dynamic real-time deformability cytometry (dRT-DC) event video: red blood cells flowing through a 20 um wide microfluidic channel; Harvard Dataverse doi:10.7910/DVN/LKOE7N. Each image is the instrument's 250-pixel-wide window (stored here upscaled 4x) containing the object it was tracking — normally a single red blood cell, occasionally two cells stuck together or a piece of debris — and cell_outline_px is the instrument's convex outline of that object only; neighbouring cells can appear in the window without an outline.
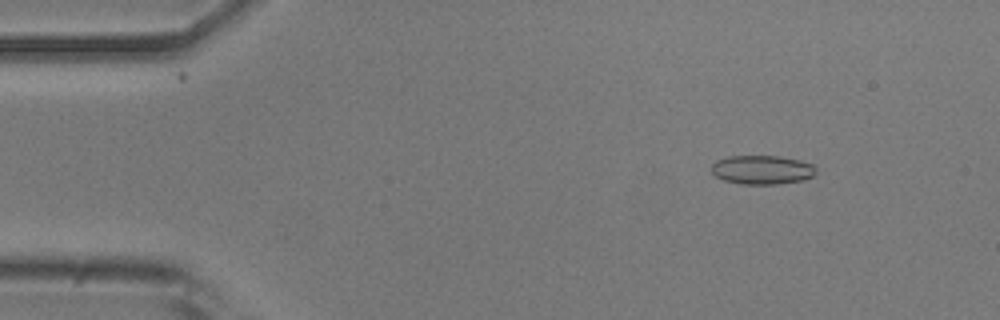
{"species": "common noctule bat (a hibernating species)", "species_latin": "Nyctalus noctula", "temperature_condition": "room temperature", "stored_images_in_passage": 53, "camera_frame_rate_fps": 3000, "um_per_image_px": 0.085, "animal": {"sex": "male", "body_mass_g": 20.5, "forearm_length_mm": 52.5}, "frame": {"image": 1, "passage_image": 7, "time_ms": 2.0, "image_size_px": [1000, 320], "cell_outline_px": [[816, 172], [812, 176], [804, 180], [776, 184], [740, 184], [724, 180], [716, 176], [712, 172], [712, 164], [716, 160], [728, 156], [780, 156], [800, 160], [812, 164], [816, 168]], "centroid_in_image_um": [64.78, 14.43], "position_along_channel_um": 20.2, "area_um2": 17.69}}
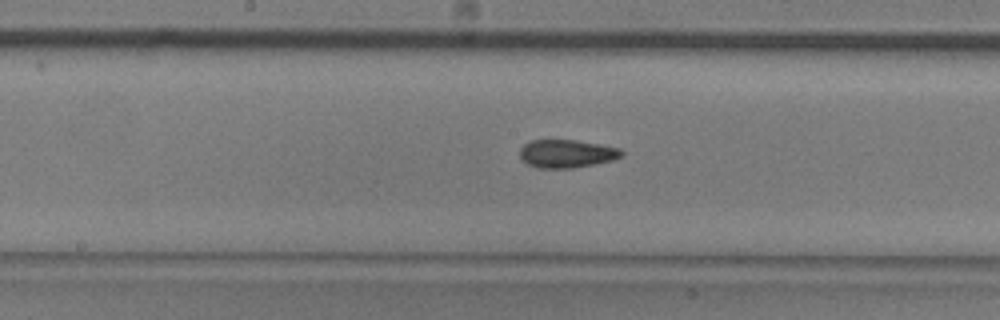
{"frame": {"image": 2, "passage_image": 27, "time_ms": 8.667, "image_size_px": [1000, 320], "cell_outline_px": [[624, 156], [612, 160], [596, 164], [572, 168], [536, 168], [528, 164], [520, 156], [520, 148], [528, 140], [576, 140], [600, 144], [620, 148], [624, 152]], "centroid_in_image_um": [48.19, 13.06], "position_along_channel_um": 200.0, "area_um2": 16.82}}
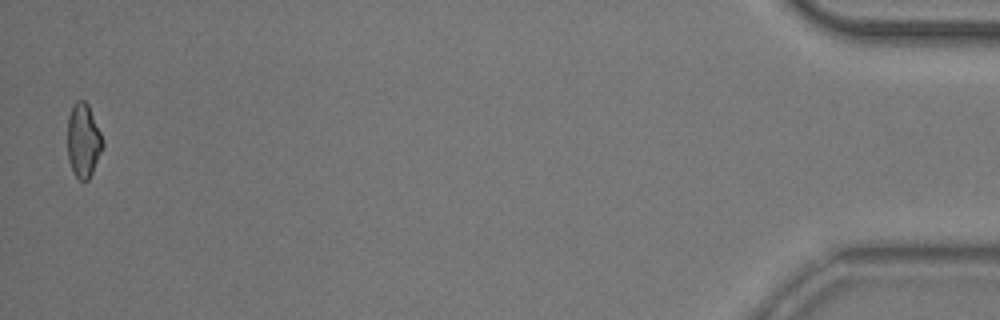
{"frame": {"image": 3, "passage_image": 52, "time_ms": 17.0, "image_size_px": [1000, 320], "cell_outline_px": [[104, 148], [88, 180], [80, 180], [72, 172], [68, 160], [68, 116], [72, 104], [76, 100], [84, 100], [88, 104], [104, 140]], "centroid_in_image_um": [7.09, 11.93], "position_along_channel_um": 428.1, "area_um2": 15.37}, "authors_computed_cell_mechanics": {"area_um2": 16.7042, "velocity_mm_per_s": 3.8728, "shape_relaxation_time_tau1_ms": 8.022, "shape_relaxation_time_tau2_ms": 2.5762, "deformation_change_tau1": 0.1518, "deformation_change_tau2": 0.0816}}